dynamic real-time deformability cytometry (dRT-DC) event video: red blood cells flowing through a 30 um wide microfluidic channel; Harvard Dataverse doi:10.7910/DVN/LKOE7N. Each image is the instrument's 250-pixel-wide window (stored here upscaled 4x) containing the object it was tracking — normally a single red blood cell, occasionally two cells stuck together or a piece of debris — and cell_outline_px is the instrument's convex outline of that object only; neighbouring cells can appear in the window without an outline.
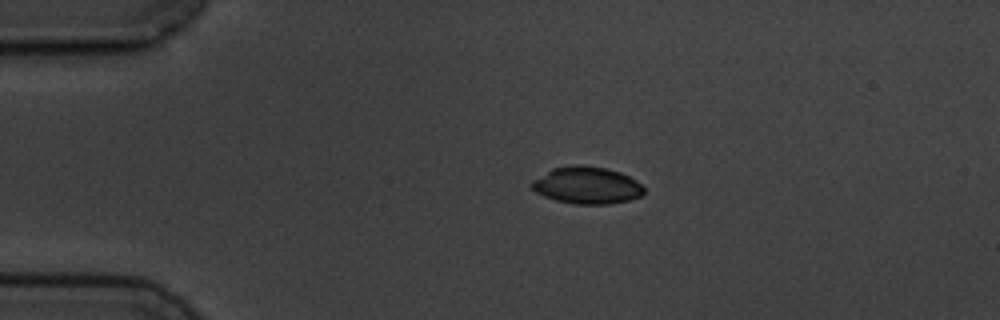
{"species": "common noctule bat (a hibernating species)", "species_latin": "Nyctalus noctula", "temperature_condition": "cold", "stored_images_in_passage": 4, "camera_frame_rate_fps": 3000, "um_per_image_px": 0.085, "animal": {"sex": "male", "body_mass_g": 19.5, "forearm_length_mm": 54.6}, "frame": {"image": 1, "passage_image": 3, "time_ms": 2.333, "image_size_px": [1000, 320], "cell_outline_px": [[644, 192], [640, 196], [628, 200], [608, 204], [572, 204], [556, 200], [544, 196], [536, 192], [528, 184], [532, 180], [552, 168], [568, 164], [584, 164], [608, 168], [620, 172], [636, 180], [644, 188]], "centroid_in_image_um": [49.85, 15.73], "position_along_channel_um": 35.2, "area_um2": 24.57}}